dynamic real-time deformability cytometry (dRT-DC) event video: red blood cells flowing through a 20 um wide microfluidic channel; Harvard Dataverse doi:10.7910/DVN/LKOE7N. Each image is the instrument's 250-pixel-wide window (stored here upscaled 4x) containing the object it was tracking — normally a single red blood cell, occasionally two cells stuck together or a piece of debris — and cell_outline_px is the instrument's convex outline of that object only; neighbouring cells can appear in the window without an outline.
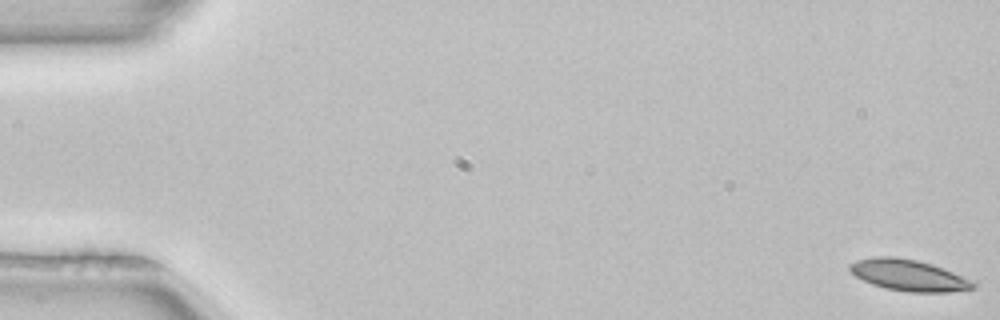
{"species": "common noctule bat (a hibernating species)", "species_latin": "Nyctalus noctula", "temperature_condition": "room temperature", "stored_images_in_passage": 52, "camera_frame_rate_fps": 3000, "um_per_image_px": 0.085, "animal": {"sex": "female", "body_mass_g": 22.7, "forearm_length_mm": 54.2}, "frame": {"image": 1, "passage_image": 1, "time_ms": 0.0, "image_size_px": [1000, 320], "cell_outline_px": [[976, 288], [948, 292], [908, 292], [884, 288], [872, 284], [856, 276], [848, 268], [848, 264], [856, 260], [872, 256], [892, 256], [916, 260], [932, 264], [952, 272], [976, 284]], "centroid_in_image_um": [77.17, 23.39], "position_along_channel_um": 7.8, "area_um2": 22.31}}
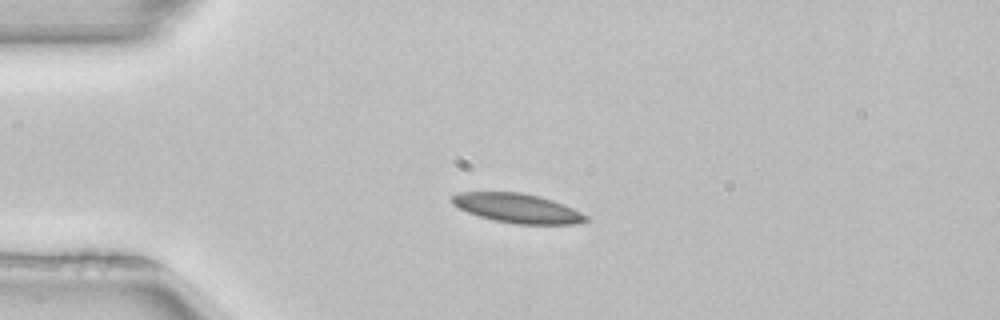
{"frame": {"image": 2, "passage_image": 13, "time_ms": 4.0, "image_size_px": [1000, 320], "cell_outline_px": [[588, 220], [576, 224], [516, 224], [492, 220], [468, 212], [452, 204], [452, 196], [460, 192], [520, 192], [540, 196], [564, 204], [588, 216]], "centroid_in_image_um": [43.99, 17.7], "position_along_channel_um": 41.0, "area_um2": 22.77}}
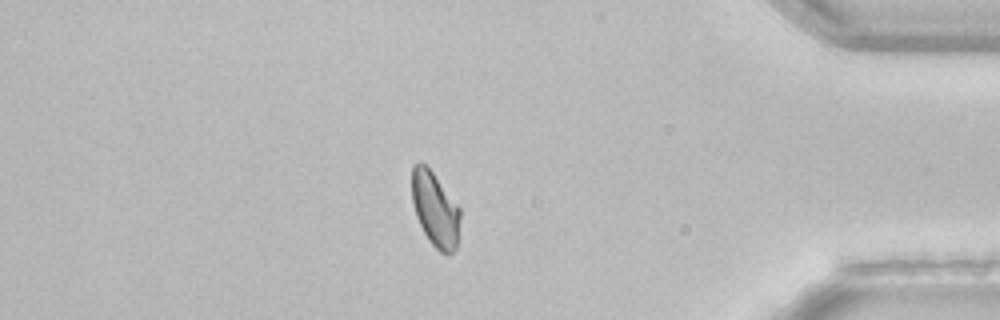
{"frame": {"image": 3, "passage_image": 45, "time_ms": 14.667, "image_size_px": [1000, 320], "cell_outline_px": [[460, 220], [456, 248], [452, 252], [440, 252], [428, 240], [416, 216], [412, 204], [412, 164], [420, 160], [432, 172], [460, 208]], "centroid_in_image_um": [36.96, 17.77], "position_along_channel_um": 398.2, "area_um2": 20.81}, "authors_computed_cell_mechanics": {"area_um2": 22.3397, "velocity_mm_per_s": 3.9507, "shape_relaxation_time_tau1_ms": 4.9762, "shape_relaxation_time_tau2_ms": 6.9578, "deformation_change_tau1": 0.1004, "deformation_change_tau2": 0.1208}}